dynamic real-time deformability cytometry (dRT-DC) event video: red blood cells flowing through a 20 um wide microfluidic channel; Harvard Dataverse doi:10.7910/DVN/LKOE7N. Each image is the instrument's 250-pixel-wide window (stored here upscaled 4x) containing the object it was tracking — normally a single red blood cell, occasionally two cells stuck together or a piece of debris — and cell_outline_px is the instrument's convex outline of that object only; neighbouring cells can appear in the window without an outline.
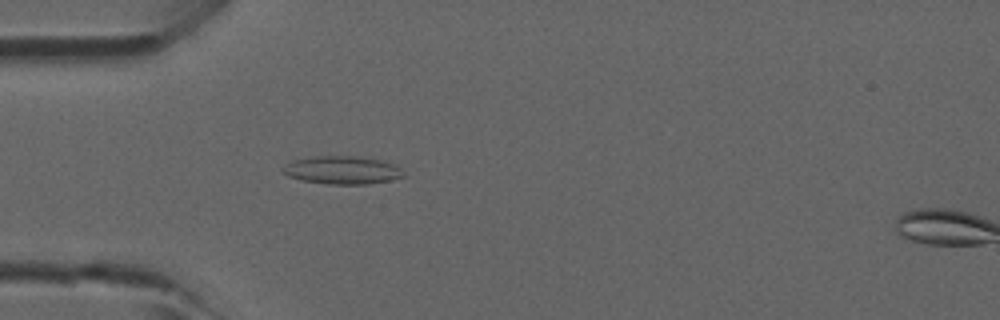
{"species": "common noctule bat (a hibernating species)", "species_latin": "Nyctalus noctula", "temperature_condition": "room temperature", "stored_images_in_passage": 46, "camera_frame_rate_fps": 3000, "um_per_image_px": 0.085, "animal": {"sex": "male", "forearm_length_mm": 52.5}, "frame": {"image": 1, "passage_image": 14, "time_ms": 4.333, "image_size_px": [1000, 320], "cell_outline_px": [[404, 176], [388, 180], [368, 184], [328, 184], [300, 180], [288, 176], [280, 168], [292, 160], [312, 156], [352, 156], [376, 160], [392, 164], [400, 168]], "centroid_in_image_um": [29.0, 14.46], "position_along_channel_um": 56.0, "area_um2": 19.42}}
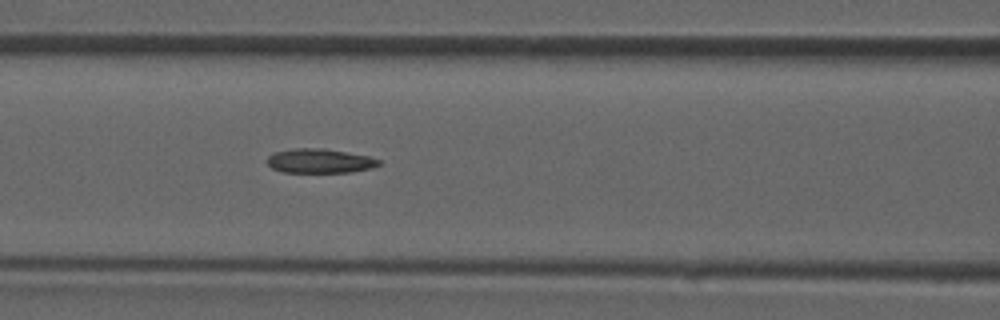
{"frame": {"image": 2, "passage_image": 20, "time_ms": 6.333, "image_size_px": [1000, 320], "cell_outline_px": [[380, 164], [372, 168], [352, 172], [284, 172], [272, 168], [268, 164], [268, 156], [272, 152], [292, 148], [324, 148], [368, 156], [380, 160]], "centroid_in_image_um": [27.16, 13.67], "position_along_channel_um": 139.4, "area_um2": 15.84}}